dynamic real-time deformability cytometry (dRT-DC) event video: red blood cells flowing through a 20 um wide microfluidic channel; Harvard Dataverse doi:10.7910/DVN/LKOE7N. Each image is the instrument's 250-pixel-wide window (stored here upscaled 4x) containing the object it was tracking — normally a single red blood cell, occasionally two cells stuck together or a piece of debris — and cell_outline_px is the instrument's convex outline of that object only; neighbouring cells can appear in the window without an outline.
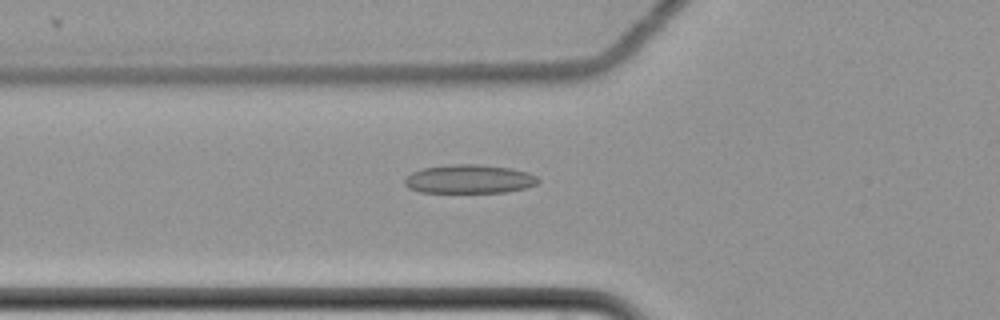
{"species": "common noctule bat (a hibernating species)", "species_latin": "Nyctalus noctula", "temperature_condition": "cold", "stored_images_in_passage": 60, "camera_frame_rate_fps": 3000, "um_per_image_px": 0.085, "animal": {"sex": "female", "body_mass_g": 22.7, "forearm_length_mm": 54.2}, "frame": {"image": 1, "passage_image": 23, "time_ms": 7.333, "image_size_px": [1000, 320], "cell_outline_px": [[540, 180], [536, 184], [524, 188], [508, 192], [420, 192], [408, 188], [404, 184], [404, 180], [412, 172], [424, 168], [448, 164], [476, 164], [512, 168], [528, 172], [536, 176]], "centroid_in_image_um": [39.89, 15.21], "position_along_channel_um": 85.9, "area_um2": 22.37}}
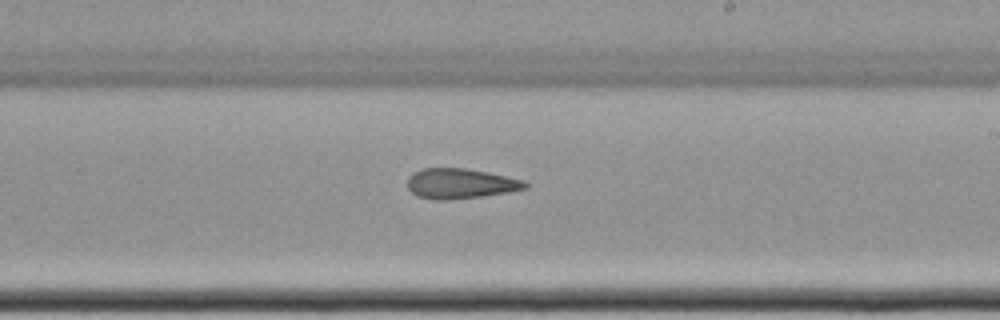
{"frame": {"image": 2, "passage_image": 37, "time_ms": 12.0, "image_size_px": [1000, 320], "cell_outline_px": [[528, 188], [508, 192], [480, 196], [448, 200], [432, 200], [416, 196], [408, 188], [408, 176], [424, 168], [464, 168], [488, 172], [524, 180], [528, 184]], "centroid_in_image_um": [39.13, 15.61], "position_along_channel_um": 249.9, "area_um2": 20.63}}
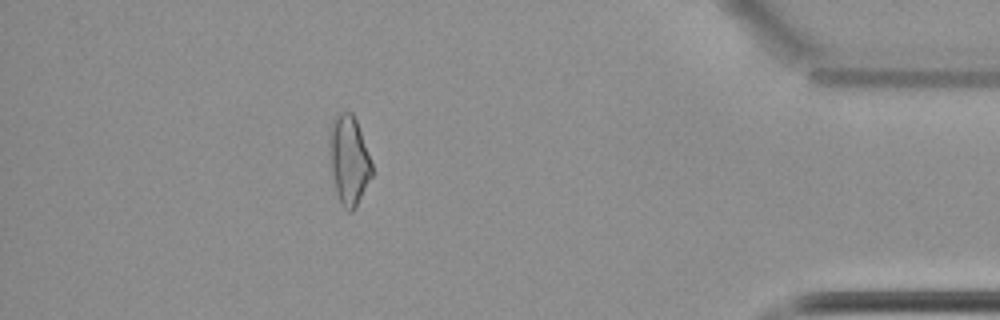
{"frame": {"image": 3, "passage_image": 54, "time_ms": 17.667, "image_size_px": [1000, 320], "cell_outline_px": [[372, 176], [356, 208], [352, 212], [348, 212], [340, 204], [336, 192], [332, 172], [328, 140], [328, 132], [332, 120], [340, 112], [352, 112], [356, 120], [372, 164]], "centroid_in_image_um": [29.64, 13.63], "position_along_channel_um": 405.6, "area_um2": 22.08}, "authors_computed_cell_mechanics": {"area_um2": 22.2241, "velocity_mm_per_s": 3.51, "shape_relaxation_time_tau1_ms": null, "shape_relaxation_time_tau2_ms": 5.4696, "deformation_change_tau1": null, "deformation_change_tau2": 0.1372}}